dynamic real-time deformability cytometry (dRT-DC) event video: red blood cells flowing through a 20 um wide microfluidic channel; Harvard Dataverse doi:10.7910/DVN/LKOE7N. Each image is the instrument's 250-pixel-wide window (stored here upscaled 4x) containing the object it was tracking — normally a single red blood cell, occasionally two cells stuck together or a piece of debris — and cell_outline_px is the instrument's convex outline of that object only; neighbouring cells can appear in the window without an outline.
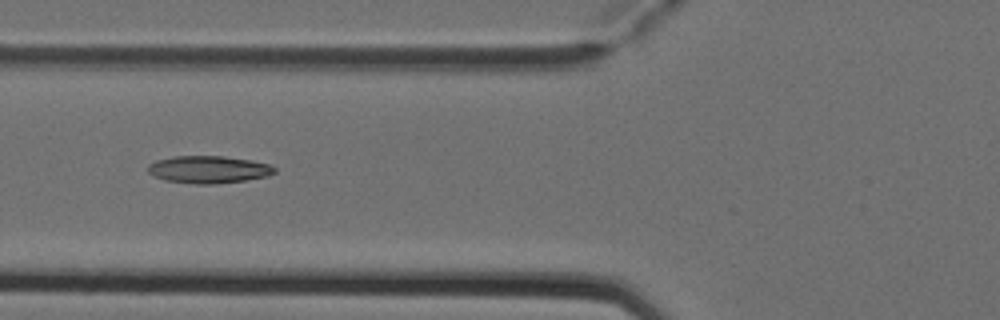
{"species": "Egyptian fruit bat (a non-hibernating species)", "species_latin": "Rousettus aegyptiacus", "temperature_condition": "cold", "stored_images_in_passage": 4, "camera_frame_rate_fps": 3000, "um_per_image_px": 0.085, "animal": {"sex": "female"}, "frame": {"image": 1, "passage_image": 4, "time_ms": 1.0, "image_size_px": [1000, 320], "cell_outline_px": [[276, 172], [268, 176], [244, 180], [212, 184], [196, 184], [164, 180], [148, 172], [148, 164], [156, 160], [172, 156], [224, 156], [252, 160], [272, 164], [276, 168]], "centroid_in_image_um": [17.75, 14.39], "position_along_channel_um": 108.0, "area_um2": 20.29}}